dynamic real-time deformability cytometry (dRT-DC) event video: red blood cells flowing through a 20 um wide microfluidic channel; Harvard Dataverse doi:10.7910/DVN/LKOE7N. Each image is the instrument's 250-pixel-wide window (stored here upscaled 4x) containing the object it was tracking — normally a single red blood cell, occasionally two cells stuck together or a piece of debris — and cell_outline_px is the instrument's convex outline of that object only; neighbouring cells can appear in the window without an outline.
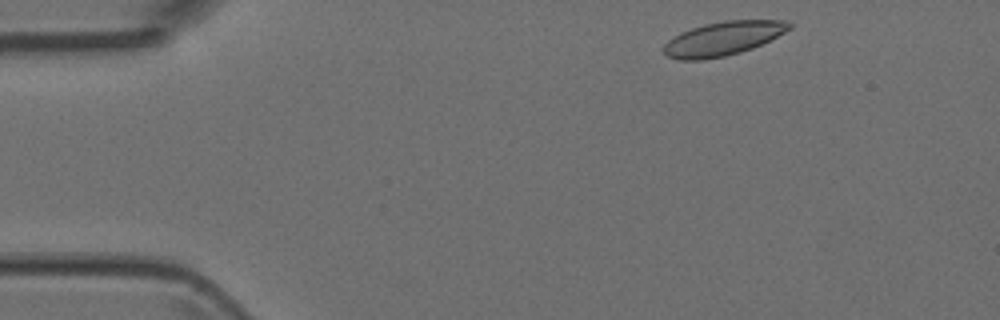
{"species": "Egyptian fruit bat (a non-hibernating species)", "species_latin": "Rousettus aegyptiacus", "temperature_condition": "room temperature", "stored_images_in_passage": 5, "camera_frame_rate_fps": 3000, "um_per_image_px": 0.085, "animal": {"sex": "female"}, "frame": {"image": 1, "passage_image": 1, "time_ms": 0.0, "image_size_px": [1000, 320], "cell_outline_px": [[792, 28], [752, 48], [740, 52], [724, 56], [704, 60], [680, 60], [668, 56], [664, 52], [664, 44], [668, 40], [680, 32], [704, 24], [724, 20], [784, 20], [792, 24]], "centroid_in_image_um": [61.43, 3.27], "position_along_channel_um": 23.6, "area_um2": 24.62}}
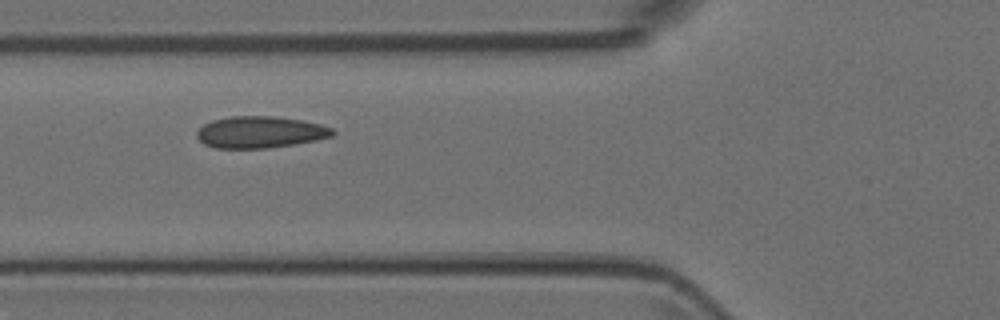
{"frame": {"image": 2, "passage_image": 4, "time_ms": 1.0, "image_size_px": [1000, 320], "cell_outline_px": [[336, 132], [332, 136], [316, 140], [268, 148], [216, 148], [204, 144], [196, 136], [196, 132], [204, 124], [212, 120], [232, 116], [276, 116], [300, 120], [320, 124], [332, 128]], "centroid_in_image_um": [22.1, 11.23], "position_along_channel_um": 103.7, "area_um2": 24.97}}
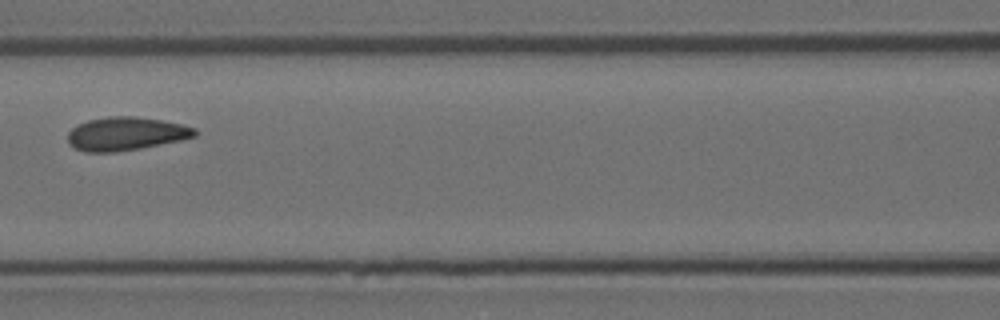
{"frame": {"image": 3, "passage_image": 5, "time_ms": 1.333, "image_size_px": [1000, 320], "cell_outline_px": [[200, 132], [196, 136], [180, 140], [140, 148], [116, 152], [84, 152], [72, 148], [68, 144], [68, 132], [76, 124], [88, 120], [108, 116], [136, 116], [160, 120], [180, 124], [196, 128]], "centroid_in_image_um": [10.66, 11.37], "position_along_channel_um": 155.9, "area_um2": 24.91}}